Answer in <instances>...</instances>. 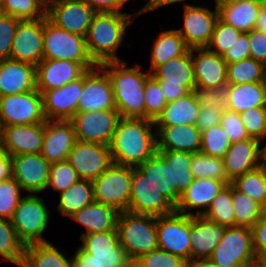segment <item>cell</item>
<instances>
[{
	"label": "cell",
	"mask_w": 266,
	"mask_h": 267,
	"mask_svg": "<svg viewBox=\"0 0 266 267\" xmlns=\"http://www.w3.org/2000/svg\"><path fill=\"white\" fill-rule=\"evenodd\" d=\"M145 119L155 121L167 104L159 82L151 76L144 91Z\"/></svg>",
	"instance_id": "50"
},
{
	"label": "cell",
	"mask_w": 266,
	"mask_h": 267,
	"mask_svg": "<svg viewBox=\"0 0 266 267\" xmlns=\"http://www.w3.org/2000/svg\"><path fill=\"white\" fill-rule=\"evenodd\" d=\"M200 111L193 91L175 101L168 102L154 121V126L195 125Z\"/></svg>",
	"instance_id": "32"
},
{
	"label": "cell",
	"mask_w": 266,
	"mask_h": 267,
	"mask_svg": "<svg viewBox=\"0 0 266 267\" xmlns=\"http://www.w3.org/2000/svg\"><path fill=\"white\" fill-rule=\"evenodd\" d=\"M72 267H102L101 264L93 258V255L86 252L81 246L76 249L72 257Z\"/></svg>",
	"instance_id": "63"
},
{
	"label": "cell",
	"mask_w": 266,
	"mask_h": 267,
	"mask_svg": "<svg viewBox=\"0 0 266 267\" xmlns=\"http://www.w3.org/2000/svg\"><path fill=\"white\" fill-rule=\"evenodd\" d=\"M116 109L113 88L107 72L97 65L84 74V86L77 112Z\"/></svg>",
	"instance_id": "17"
},
{
	"label": "cell",
	"mask_w": 266,
	"mask_h": 267,
	"mask_svg": "<svg viewBox=\"0 0 266 267\" xmlns=\"http://www.w3.org/2000/svg\"><path fill=\"white\" fill-rule=\"evenodd\" d=\"M81 247L102 267H125L130 257L119 243L117 231L81 234Z\"/></svg>",
	"instance_id": "21"
},
{
	"label": "cell",
	"mask_w": 266,
	"mask_h": 267,
	"mask_svg": "<svg viewBox=\"0 0 266 267\" xmlns=\"http://www.w3.org/2000/svg\"><path fill=\"white\" fill-rule=\"evenodd\" d=\"M251 267H266V264H264V263H257L256 265L251 266Z\"/></svg>",
	"instance_id": "71"
},
{
	"label": "cell",
	"mask_w": 266,
	"mask_h": 267,
	"mask_svg": "<svg viewBox=\"0 0 266 267\" xmlns=\"http://www.w3.org/2000/svg\"><path fill=\"white\" fill-rule=\"evenodd\" d=\"M254 29L266 33V3H261Z\"/></svg>",
	"instance_id": "66"
},
{
	"label": "cell",
	"mask_w": 266,
	"mask_h": 267,
	"mask_svg": "<svg viewBox=\"0 0 266 267\" xmlns=\"http://www.w3.org/2000/svg\"><path fill=\"white\" fill-rule=\"evenodd\" d=\"M217 6L218 18L242 33L255 27L261 2L259 0H234Z\"/></svg>",
	"instance_id": "30"
},
{
	"label": "cell",
	"mask_w": 266,
	"mask_h": 267,
	"mask_svg": "<svg viewBox=\"0 0 266 267\" xmlns=\"http://www.w3.org/2000/svg\"><path fill=\"white\" fill-rule=\"evenodd\" d=\"M50 167L51 163L40 153L11 157V176L29 194H39L47 189Z\"/></svg>",
	"instance_id": "14"
},
{
	"label": "cell",
	"mask_w": 266,
	"mask_h": 267,
	"mask_svg": "<svg viewBox=\"0 0 266 267\" xmlns=\"http://www.w3.org/2000/svg\"><path fill=\"white\" fill-rule=\"evenodd\" d=\"M191 172L194 178H212L226 184L231 181L226 176L225 166L222 158L212 157L202 152L192 154Z\"/></svg>",
	"instance_id": "44"
},
{
	"label": "cell",
	"mask_w": 266,
	"mask_h": 267,
	"mask_svg": "<svg viewBox=\"0 0 266 267\" xmlns=\"http://www.w3.org/2000/svg\"><path fill=\"white\" fill-rule=\"evenodd\" d=\"M109 148L114 164L138 167L157 152L154 121L121 117Z\"/></svg>",
	"instance_id": "1"
},
{
	"label": "cell",
	"mask_w": 266,
	"mask_h": 267,
	"mask_svg": "<svg viewBox=\"0 0 266 267\" xmlns=\"http://www.w3.org/2000/svg\"><path fill=\"white\" fill-rule=\"evenodd\" d=\"M220 125L225 130L226 134L229 136L231 143L246 140L249 135L246 132L244 124L241 122L239 113L226 109L223 111Z\"/></svg>",
	"instance_id": "56"
},
{
	"label": "cell",
	"mask_w": 266,
	"mask_h": 267,
	"mask_svg": "<svg viewBox=\"0 0 266 267\" xmlns=\"http://www.w3.org/2000/svg\"><path fill=\"white\" fill-rule=\"evenodd\" d=\"M97 12L85 36L90 58L96 65L112 61H122L117 50L123 43L126 29L138 17L134 13Z\"/></svg>",
	"instance_id": "3"
},
{
	"label": "cell",
	"mask_w": 266,
	"mask_h": 267,
	"mask_svg": "<svg viewBox=\"0 0 266 267\" xmlns=\"http://www.w3.org/2000/svg\"><path fill=\"white\" fill-rule=\"evenodd\" d=\"M120 114L117 109L77 112L71 119L77 141L109 146Z\"/></svg>",
	"instance_id": "11"
},
{
	"label": "cell",
	"mask_w": 266,
	"mask_h": 267,
	"mask_svg": "<svg viewBox=\"0 0 266 267\" xmlns=\"http://www.w3.org/2000/svg\"><path fill=\"white\" fill-rule=\"evenodd\" d=\"M224 233L225 226L203 216H190V262L210 259Z\"/></svg>",
	"instance_id": "26"
},
{
	"label": "cell",
	"mask_w": 266,
	"mask_h": 267,
	"mask_svg": "<svg viewBox=\"0 0 266 267\" xmlns=\"http://www.w3.org/2000/svg\"><path fill=\"white\" fill-rule=\"evenodd\" d=\"M261 3H266V0H259Z\"/></svg>",
	"instance_id": "76"
},
{
	"label": "cell",
	"mask_w": 266,
	"mask_h": 267,
	"mask_svg": "<svg viewBox=\"0 0 266 267\" xmlns=\"http://www.w3.org/2000/svg\"><path fill=\"white\" fill-rule=\"evenodd\" d=\"M108 74L113 88L116 109L123 118H145L144 91L150 72L142 66L127 67L125 60L100 65Z\"/></svg>",
	"instance_id": "2"
},
{
	"label": "cell",
	"mask_w": 266,
	"mask_h": 267,
	"mask_svg": "<svg viewBox=\"0 0 266 267\" xmlns=\"http://www.w3.org/2000/svg\"><path fill=\"white\" fill-rule=\"evenodd\" d=\"M159 82L160 88L168 102L175 101L180 97L185 96L190 91L182 84L173 85L165 84V80H157Z\"/></svg>",
	"instance_id": "62"
},
{
	"label": "cell",
	"mask_w": 266,
	"mask_h": 267,
	"mask_svg": "<svg viewBox=\"0 0 266 267\" xmlns=\"http://www.w3.org/2000/svg\"><path fill=\"white\" fill-rule=\"evenodd\" d=\"M46 5L50 3L52 0H42Z\"/></svg>",
	"instance_id": "73"
},
{
	"label": "cell",
	"mask_w": 266,
	"mask_h": 267,
	"mask_svg": "<svg viewBox=\"0 0 266 267\" xmlns=\"http://www.w3.org/2000/svg\"><path fill=\"white\" fill-rule=\"evenodd\" d=\"M262 208V216H264L266 218V201L265 203L261 206Z\"/></svg>",
	"instance_id": "69"
},
{
	"label": "cell",
	"mask_w": 266,
	"mask_h": 267,
	"mask_svg": "<svg viewBox=\"0 0 266 267\" xmlns=\"http://www.w3.org/2000/svg\"><path fill=\"white\" fill-rule=\"evenodd\" d=\"M260 144V140L251 137L231 143L222 158L226 176L231 182L266 162V146L262 148Z\"/></svg>",
	"instance_id": "19"
},
{
	"label": "cell",
	"mask_w": 266,
	"mask_h": 267,
	"mask_svg": "<svg viewBox=\"0 0 266 267\" xmlns=\"http://www.w3.org/2000/svg\"><path fill=\"white\" fill-rule=\"evenodd\" d=\"M231 184L238 191L248 195L262 206L266 201V162L238 176Z\"/></svg>",
	"instance_id": "41"
},
{
	"label": "cell",
	"mask_w": 266,
	"mask_h": 267,
	"mask_svg": "<svg viewBox=\"0 0 266 267\" xmlns=\"http://www.w3.org/2000/svg\"><path fill=\"white\" fill-rule=\"evenodd\" d=\"M151 75L156 80H165V84H182L189 91H193L196 81L192 65V49L158 66Z\"/></svg>",
	"instance_id": "33"
},
{
	"label": "cell",
	"mask_w": 266,
	"mask_h": 267,
	"mask_svg": "<svg viewBox=\"0 0 266 267\" xmlns=\"http://www.w3.org/2000/svg\"><path fill=\"white\" fill-rule=\"evenodd\" d=\"M94 9L96 12H118L124 13L121 9L128 0H80Z\"/></svg>",
	"instance_id": "61"
},
{
	"label": "cell",
	"mask_w": 266,
	"mask_h": 267,
	"mask_svg": "<svg viewBox=\"0 0 266 267\" xmlns=\"http://www.w3.org/2000/svg\"><path fill=\"white\" fill-rule=\"evenodd\" d=\"M59 195L60 200L57 208L62 215L69 218L95 201L93 183L86 179H78Z\"/></svg>",
	"instance_id": "38"
},
{
	"label": "cell",
	"mask_w": 266,
	"mask_h": 267,
	"mask_svg": "<svg viewBox=\"0 0 266 267\" xmlns=\"http://www.w3.org/2000/svg\"><path fill=\"white\" fill-rule=\"evenodd\" d=\"M265 67L263 63L255 61L250 57L227 64V83L244 84L263 82Z\"/></svg>",
	"instance_id": "43"
},
{
	"label": "cell",
	"mask_w": 266,
	"mask_h": 267,
	"mask_svg": "<svg viewBox=\"0 0 266 267\" xmlns=\"http://www.w3.org/2000/svg\"><path fill=\"white\" fill-rule=\"evenodd\" d=\"M125 267H145L139 258H130Z\"/></svg>",
	"instance_id": "68"
},
{
	"label": "cell",
	"mask_w": 266,
	"mask_h": 267,
	"mask_svg": "<svg viewBox=\"0 0 266 267\" xmlns=\"http://www.w3.org/2000/svg\"><path fill=\"white\" fill-rule=\"evenodd\" d=\"M183 28L176 29L189 49L206 48L210 42L214 26L218 20V10L208 7L184 5Z\"/></svg>",
	"instance_id": "16"
},
{
	"label": "cell",
	"mask_w": 266,
	"mask_h": 267,
	"mask_svg": "<svg viewBox=\"0 0 266 267\" xmlns=\"http://www.w3.org/2000/svg\"><path fill=\"white\" fill-rule=\"evenodd\" d=\"M67 161L76 170L79 179L91 181L113 164L109 146L80 141L73 146Z\"/></svg>",
	"instance_id": "13"
},
{
	"label": "cell",
	"mask_w": 266,
	"mask_h": 267,
	"mask_svg": "<svg viewBox=\"0 0 266 267\" xmlns=\"http://www.w3.org/2000/svg\"><path fill=\"white\" fill-rule=\"evenodd\" d=\"M185 0H148L147 3L142 7L137 13L140 16L143 13L154 11L155 9H159L165 5H171L178 2H184ZM187 1V0H186Z\"/></svg>",
	"instance_id": "64"
},
{
	"label": "cell",
	"mask_w": 266,
	"mask_h": 267,
	"mask_svg": "<svg viewBox=\"0 0 266 267\" xmlns=\"http://www.w3.org/2000/svg\"><path fill=\"white\" fill-rule=\"evenodd\" d=\"M1 132H2V128L0 126V145H1Z\"/></svg>",
	"instance_id": "74"
},
{
	"label": "cell",
	"mask_w": 266,
	"mask_h": 267,
	"mask_svg": "<svg viewBox=\"0 0 266 267\" xmlns=\"http://www.w3.org/2000/svg\"><path fill=\"white\" fill-rule=\"evenodd\" d=\"M229 1H234V0H215L216 5H219V4H222V3H225V2H229Z\"/></svg>",
	"instance_id": "70"
},
{
	"label": "cell",
	"mask_w": 266,
	"mask_h": 267,
	"mask_svg": "<svg viewBox=\"0 0 266 267\" xmlns=\"http://www.w3.org/2000/svg\"><path fill=\"white\" fill-rule=\"evenodd\" d=\"M249 137L262 140L266 137V106L253 107L239 113ZM266 146V145H265Z\"/></svg>",
	"instance_id": "52"
},
{
	"label": "cell",
	"mask_w": 266,
	"mask_h": 267,
	"mask_svg": "<svg viewBox=\"0 0 266 267\" xmlns=\"http://www.w3.org/2000/svg\"><path fill=\"white\" fill-rule=\"evenodd\" d=\"M263 83H264V86H265V89H266V67H265V73H264Z\"/></svg>",
	"instance_id": "72"
},
{
	"label": "cell",
	"mask_w": 266,
	"mask_h": 267,
	"mask_svg": "<svg viewBox=\"0 0 266 267\" xmlns=\"http://www.w3.org/2000/svg\"><path fill=\"white\" fill-rule=\"evenodd\" d=\"M227 64L241 61L250 57L248 33H242L237 41L222 56Z\"/></svg>",
	"instance_id": "59"
},
{
	"label": "cell",
	"mask_w": 266,
	"mask_h": 267,
	"mask_svg": "<svg viewBox=\"0 0 266 267\" xmlns=\"http://www.w3.org/2000/svg\"><path fill=\"white\" fill-rule=\"evenodd\" d=\"M230 146L229 136L220 124L201 132L200 152L204 154L223 158Z\"/></svg>",
	"instance_id": "47"
},
{
	"label": "cell",
	"mask_w": 266,
	"mask_h": 267,
	"mask_svg": "<svg viewBox=\"0 0 266 267\" xmlns=\"http://www.w3.org/2000/svg\"><path fill=\"white\" fill-rule=\"evenodd\" d=\"M223 109L217 108L210 104L206 106H200L199 115L196 121V127L202 132L210 129L213 126L219 125Z\"/></svg>",
	"instance_id": "58"
},
{
	"label": "cell",
	"mask_w": 266,
	"mask_h": 267,
	"mask_svg": "<svg viewBox=\"0 0 266 267\" xmlns=\"http://www.w3.org/2000/svg\"><path fill=\"white\" fill-rule=\"evenodd\" d=\"M87 71L79 62L43 59L36 66V88L42 94L81 78Z\"/></svg>",
	"instance_id": "24"
},
{
	"label": "cell",
	"mask_w": 266,
	"mask_h": 267,
	"mask_svg": "<svg viewBox=\"0 0 266 267\" xmlns=\"http://www.w3.org/2000/svg\"><path fill=\"white\" fill-rule=\"evenodd\" d=\"M166 161L171 162L172 187L182 194L194 180L191 172L192 153L186 151H157Z\"/></svg>",
	"instance_id": "39"
},
{
	"label": "cell",
	"mask_w": 266,
	"mask_h": 267,
	"mask_svg": "<svg viewBox=\"0 0 266 267\" xmlns=\"http://www.w3.org/2000/svg\"><path fill=\"white\" fill-rule=\"evenodd\" d=\"M36 89V66L10 58L0 60V97Z\"/></svg>",
	"instance_id": "27"
},
{
	"label": "cell",
	"mask_w": 266,
	"mask_h": 267,
	"mask_svg": "<svg viewBox=\"0 0 266 267\" xmlns=\"http://www.w3.org/2000/svg\"><path fill=\"white\" fill-rule=\"evenodd\" d=\"M44 142V123L3 126L0 149L10 157L40 153Z\"/></svg>",
	"instance_id": "22"
},
{
	"label": "cell",
	"mask_w": 266,
	"mask_h": 267,
	"mask_svg": "<svg viewBox=\"0 0 266 267\" xmlns=\"http://www.w3.org/2000/svg\"><path fill=\"white\" fill-rule=\"evenodd\" d=\"M140 261L145 267H188V262L160 248L142 255Z\"/></svg>",
	"instance_id": "54"
},
{
	"label": "cell",
	"mask_w": 266,
	"mask_h": 267,
	"mask_svg": "<svg viewBox=\"0 0 266 267\" xmlns=\"http://www.w3.org/2000/svg\"><path fill=\"white\" fill-rule=\"evenodd\" d=\"M11 176V157L0 149V181Z\"/></svg>",
	"instance_id": "65"
},
{
	"label": "cell",
	"mask_w": 266,
	"mask_h": 267,
	"mask_svg": "<svg viewBox=\"0 0 266 267\" xmlns=\"http://www.w3.org/2000/svg\"><path fill=\"white\" fill-rule=\"evenodd\" d=\"M251 230L257 261L266 264V218L261 216L251 227Z\"/></svg>",
	"instance_id": "57"
},
{
	"label": "cell",
	"mask_w": 266,
	"mask_h": 267,
	"mask_svg": "<svg viewBox=\"0 0 266 267\" xmlns=\"http://www.w3.org/2000/svg\"><path fill=\"white\" fill-rule=\"evenodd\" d=\"M225 185V182L212 178H194L182 193L176 205V211L188 216H203L213 199ZM195 209L197 210L196 213L193 212Z\"/></svg>",
	"instance_id": "25"
},
{
	"label": "cell",
	"mask_w": 266,
	"mask_h": 267,
	"mask_svg": "<svg viewBox=\"0 0 266 267\" xmlns=\"http://www.w3.org/2000/svg\"><path fill=\"white\" fill-rule=\"evenodd\" d=\"M24 249L25 245L19 240L11 221L0 218V257L21 267Z\"/></svg>",
	"instance_id": "42"
},
{
	"label": "cell",
	"mask_w": 266,
	"mask_h": 267,
	"mask_svg": "<svg viewBox=\"0 0 266 267\" xmlns=\"http://www.w3.org/2000/svg\"><path fill=\"white\" fill-rule=\"evenodd\" d=\"M21 267H72V258H66L52 243L25 246Z\"/></svg>",
	"instance_id": "37"
},
{
	"label": "cell",
	"mask_w": 266,
	"mask_h": 267,
	"mask_svg": "<svg viewBox=\"0 0 266 267\" xmlns=\"http://www.w3.org/2000/svg\"><path fill=\"white\" fill-rule=\"evenodd\" d=\"M76 142V133L70 120H46L40 154L51 164L65 161Z\"/></svg>",
	"instance_id": "23"
},
{
	"label": "cell",
	"mask_w": 266,
	"mask_h": 267,
	"mask_svg": "<svg viewBox=\"0 0 266 267\" xmlns=\"http://www.w3.org/2000/svg\"><path fill=\"white\" fill-rule=\"evenodd\" d=\"M263 106H266V89L263 82L229 84L228 109L241 113Z\"/></svg>",
	"instance_id": "35"
},
{
	"label": "cell",
	"mask_w": 266,
	"mask_h": 267,
	"mask_svg": "<svg viewBox=\"0 0 266 267\" xmlns=\"http://www.w3.org/2000/svg\"><path fill=\"white\" fill-rule=\"evenodd\" d=\"M210 260L217 267H251L258 263L249 227H225L222 240Z\"/></svg>",
	"instance_id": "7"
},
{
	"label": "cell",
	"mask_w": 266,
	"mask_h": 267,
	"mask_svg": "<svg viewBox=\"0 0 266 267\" xmlns=\"http://www.w3.org/2000/svg\"><path fill=\"white\" fill-rule=\"evenodd\" d=\"M49 212L45 201L37 194L21 198L10 221L25 246L49 242L42 235L49 224Z\"/></svg>",
	"instance_id": "6"
},
{
	"label": "cell",
	"mask_w": 266,
	"mask_h": 267,
	"mask_svg": "<svg viewBox=\"0 0 266 267\" xmlns=\"http://www.w3.org/2000/svg\"><path fill=\"white\" fill-rule=\"evenodd\" d=\"M192 65L196 86L217 88L227 83V63L221 55L207 48H194Z\"/></svg>",
	"instance_id": "28"
},
{
	"label": "cell",
	"mask_w": 266,
	"mask_h": 267,
	"mask_svg": "<svg viewBox=\"0 0 266 267\" xmlns=\"http://www.w3.org/2000/svg\"><path fill=\"white\" fill-rule=\"evenodd\" d=\"M47 5L42 0H3L0 13L21 20L46 17Z\"/></svg>",
	"instance_id": "46"
},
{
	"label": "cell",
	"mask_w": 266,
	"mask_h": 267,
	"mask_svg": "<svg viewBox=\"0 0 266 267\" xmlns=\"http://www.w3.org/2000/svg\"><path fill=\"white\" fill-rule=\"evenodd\" d=\"M193 92L200 106H206L210 104L212 106H216L217 108L223 109L224 111L228 109V83L218 86L217 88L195 86Z\"/></svg>",
	"instance_id": "53"
},
{
	"label": "cell",
	"mask_w": 266,
	"mask_h": 267,
	"mask_svg": "<svg viewBox=\"0 0 266 267\" xmlns=\"http://www.w3.org/2000/svg\"><path fill=\"white\" fill-rule=\"evenodd\" d=\"M21 19L0 13V60L9 58L17 26Z\"/></svg>",
	"instance_id": "55"
},
{
	"label": "cell",
	"mask_w": 266,
	"mask_h": 267,
	"mask_svg": "<svg viewBox=\"0 0 266 267\" xmlns=\"http://www.w3.org/2000/svg\"><path fill=\"white\" fill-rule=\"evenodd\" d=\"M2 2H3V0H0V11H1V7H2Z\"/></svg>",
	"instance_id": "75"
},
{
	"label": "cell",
	"mask_w": 266,
	"mask_h": 267,
	"mask_svg": "<svg viewBox=\"0 0 266 267\" xmlns=\"http://www.w3.org/2000/svg\"><path fill=\"white\" fill-rule=\"evenodd\" d=\"M148 180L163 193L175 206L181 193L172 187L171 162H166L157 152L137 167Z\"/></svg>",
	"instance_id": "34"
},
{
	"label": "cell",
	"mask_w": 266,
	"mask_h": 267,
	"mask_svg": "<svg viewBox=\"0 0 266 267\" xmlns=\"http://www.w3.org/2000/svg\"><path fill=\"white\" fill-rule=\"evenodd\" d=\"M129 212L160 217L176 211V206L161 193L137 167H132Z\"/></svg>",
	"instance_id": "9"
},
{
	"label": "cell",
	"mask_w": 266,
	"mask_h": 267,
	"mask_svg": "<svg viewBox=\"0 0 266 267\" xmlns=\"http://www.w3.org/2000/svg\"><path fill=\"white\" fill-rule=\"evenodd\" d=\"M188 50L189 48L186 46L184 39L176 29L160 32L150 50L151 66L149 72L152 73L158 66L175 57L184 55Z\"/></svg>",
	"instance_id": "36"
},
{
	"label": "cell",
	"mask_w": 266,
	"mask_h": 267,
	"mask_svg": "<svg viewBox=\"0 0 266 267\" xmlns=\"http://www.w3.org/2000/svg\"><path fill=\"white\" fill-rule=\"evenodd\" d=\"M250 58L266 66V33L253 29L248 32Z\"/></svg>",
	"instance_id": "60"
},
{
	"label": "cell",
	"mask_w": 266,
	"mask_h": 267,
	"mask_svg": "<svg viewBox=\"0 0 266 267\" xmlns=\"http://www.w3.org/2000/svg\"><path fill=\"white\" fill-rule=\"evenodd\" d=\"M235 226L251 228L262 216L261 205L233 186Z\"/></svg>",
	"instance_id": "45"
},
{
	"label": "cell",
	"mask_w": 266,
	"mask_h": 267,
	"mask_svg": "<svg viewBox=\"0 0 266 267\" xmlns=\"http://www.w3.org/2000/svg\"><path fill=\"white\" fill-rule=\"evenodd\" d=\"M42 94L36 89L0 97V126L44 123Z\"/></svg>",
	"instance_id": "10"
},
{
	"label": "cell",
	"mask_w": 266,
	"mask_h": 267,
	"mask_svg": "<svg viewBox=\"0 0 266 267\" xmlns=\"http://www.w3.org/2000/svg\"><path fill=\"white\" fill-rule=\"evenodd\" d=\"M203 217L225 227H235L232 184H226L221 189Z\"/></svg>",
	"instance_id": "40"
},
{
	"label": "cell",
	"mask_w": 266,
	"mask_h": 267,
	"mask_svg": "<svg viewBox=\"0 0 266 267\" xmlns=\"http://www.w3.org/2000/svg\"><path fill=\"white\" fill-rule=\"evenodd\" d=\"M84 86V75L68 84L42 93L46 120H70L76 113Z\"/></svg>",
	"instance_id": "20"
},
{
	"label": "cell",
	"mask_w": 266,
	"mask_h": 267,
	"mask_svg": "<svg viewBox=\"0 0 266 267\" xmlns=\"http://www.w3.org/2000/svg\"><path fill=\"white\" fill-rule=\"evenodd\" d=\"M160 249L190 262V216L177 211L157 217Z\"/></svg>",
	"instance_id": "12"
},
{
	"label": "cell",
	"mask_w": 266,
	"mask_h": 267,
	"mask_svg": "<svg viewBox=\"0 0 266 267\" xmlns=\"http://www.w3.org/2000/svg\"><path fill=\"white\" fill-rule=\"evenodd\" d=\"M241 34V31L222 22L218 18L215 23L210 42L206 48L218 55L223 56L224 53L233 46Z\"/></svg>",
	"instance_id": "48"
},
{
	"label": "cell",
	"mask_w": 266,
	"mask_h": 267,
	"mask_svg": "<svg viewBox=\"0 0 266 267\" xmlns=\"http://www.w3.org/2000/svg\"><path fill=\"white\" fill-rule=\"evenodd\" d=\"M43 59L71 60L87 70L97 65L90 58L85 37L68 32L44 18Z\"/></svg>",
	"instance_id": "5"
},
{
	"label": "cell",
	"mask_w": 266,
	"mask_h": 267,
	"mask_svg": "<svg viewBox=\"0 0 266 267\" xmlns=\"http://www.w3.org/2000/svg\"><path fill=\"white\" fill-rule=\"evenodd\" d=\"M119 213L110 206L94 201L76 212L70 219L85 227L86 232L82 234L117 231Z\"/></svg>",
	"instance_id": "31"
},
{
	"label": "cell",
	"mask_w": 266,
	"mask_h": 267,
	"mask_svg": "<svg viewBox=\"0 0 266 267\" xmlns=\"http://www.w3.org/2000/svg\"><path fill=\"white\" fill-rule=\"evenodd\" d=\"M157 151L200 152L201 131L196 125L155 126Z\"/></svg>",
	"instance_id": "29"
},
{
	"label": "cell",
	"mask_w": 266,
	"mask_h": 267,
	"mask_svg": "<svg viewBox=\"0 0 266 267\" xmlns=\"http://www.w3.org/2000/svg\"><path fill=\"white\" fill-rule=\"evenodd\" d=\"M97 12L80 0H52L46 16L56 26L85 37Z\"/></svg>",
	"instance_id": "15"
},
{
	"label": "cell",
	"mask_w": 266,
	"mask_h": 267,
	"mask_svg": "<svg viewBox=\"0 0 266 267\" xmlns=\"http://www.w3.org/2000/svg\"><path fill=\"white\" fill-rule=\"evenodd\" d=\"M116 229L119 243L130 258H140L159 248L155 216L124 211L119 213Z\"/></svg>",
	"instance_id": "4"
},
{
	"label": "cell",
	"mask_w": 266,
	"mask_h": 267,
	"mask_svg": "<svg viewBox=\"0 0 266 267\" xmlns=\"http://www.w3.org/2000/svg\"><path fill=\"white\" fill-rule=\"evenodd\" d=\"M79 179L76 170L65 160L52 163L49 173L48 187L54 191L64 192Z\"/></svg>",
	"instance_id": "51"
},
{
	"label": "cell",
	"mask_w": 266,
	"mask_h": 267,
	"mask_svg": "<svg viewBox=\"0 0 266 267\" xmlns=\"http://www.w3.org/2000/svg\"><path fill=\"white\" fill-rule=\"evenodd\" d=\"M21 187L10 176L0 181V218L11 219L19 201L21 200Z\"/></svg>",
	"instance_id": "49"
},
{
	"label": "cell",
	"mask_w": 266,
	"mask_h": 267,
	"mask_svg": "<svg viewBox=\"0 0 266 267\" xmlns=\"http://www.w3.org/2000/svg\"><path fill=\"white\" fill-rule=\"evenodd\" d=\"M44 18L21 20L17 26L9 58L37 66L43 60Z\"/></svg>",
	"instance_id": "18"
},
{
	"label": "cell",
	"mask_w": 266,
	"mask_h": 267,
	"mask_svg": "<svg viewBox=\"0 0 266 267\" xmlns=\"http://www.w3.org/2000/svg\"><path fill=\"white\" fill-rule=\"evenodd\" d=\"M132 167L112 164L92 181L96 202L124 212L128 210L131 194Z\"/></svg>",
	"instance_id": "8"
},
{
	"label": "cell",
	"mask_w": 266,
	"mask_h": 267,
	"mask_svg": "<svg viewBox=\"0 0 266 267\" xmlns=\"http://www.w3.org/2000/svg\"><path fill=\"white\" fill-rule=\"evenodd\" d=\"M188 267H217L210 259L196 260L188 263Z\"/></svg>",
	"instance_id": "67"
}]
</instances>
